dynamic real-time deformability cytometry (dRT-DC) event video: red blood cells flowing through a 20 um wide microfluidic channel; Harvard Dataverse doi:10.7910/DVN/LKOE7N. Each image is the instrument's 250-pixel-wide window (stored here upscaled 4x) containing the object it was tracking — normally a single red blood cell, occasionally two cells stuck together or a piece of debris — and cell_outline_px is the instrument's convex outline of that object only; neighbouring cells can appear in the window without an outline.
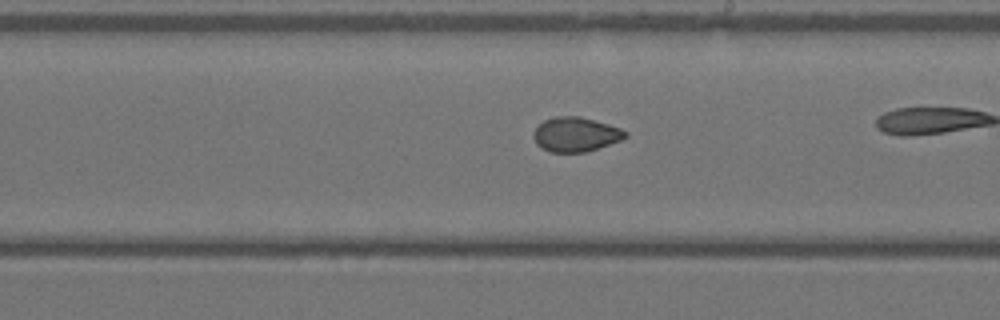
{"species": "Egyptian fruit bat (a non-hibernating species)", "species_latin": "Rousettus aegyptiacus", "temperature_condition": "warm", "stored_images_in_passage": 32, "camera_frame_rate_fps": 3000, "um_per_image_px": 0.085, "animal": {"sex": "female"}, "frame": {"image": 1, "passage_image": 23, "time_ms": 7.333, "image_size_px": [1000, 320], "cell_outline_px": [[628, 136], [620, 140], [584, 152], [552, 152], [540, 148], [536, 144], [532, 136], [532, 132], [544, 120], [556, 116], [580, 116], [608, 124], [620, 128], [628, 132]], "centroid_in_image_um": [48.9, 11.42], "position_along_channel_um": 240.1, "area_um2": 18.38}}